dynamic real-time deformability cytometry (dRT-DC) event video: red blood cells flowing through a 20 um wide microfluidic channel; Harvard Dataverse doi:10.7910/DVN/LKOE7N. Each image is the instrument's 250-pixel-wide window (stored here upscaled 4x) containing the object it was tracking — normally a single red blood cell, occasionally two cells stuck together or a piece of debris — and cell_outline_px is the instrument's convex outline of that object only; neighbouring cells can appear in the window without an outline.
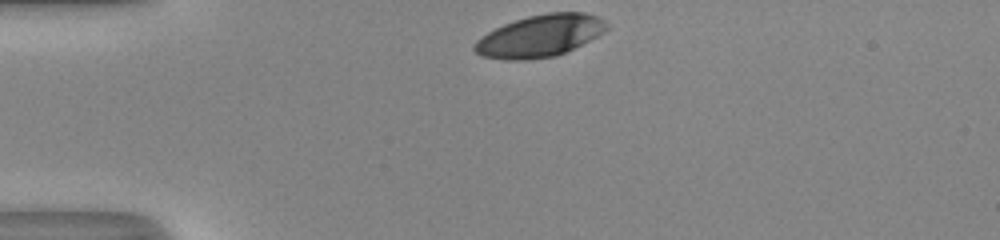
{"species": "human", "species_latin": "Homo sapiens", "temperature_condition": "room temperature", "stored_images_in_passage": 30, "camera_frame_rate_fps": 3000, "um_per_image_px": 0.085, "donor": {"sex": "male"}, "frame": {"image": 1, "passage_image": 1, "time_ms": 0.0, "image_size_px": [1000, 240], "cell_outline_px": [[608, 28], [604, 32], [556, 56], [524, 60], [504, 60], [480, 56], [472, 48], [472, 44], [476, 40], [488, 32], [504, 24], [528, 16], [548, 12], [584, 12], [600, 16], [608, 24]], "centroid_in_image_um": [45.87, 3.04], "position_along_channel_um": 39.1, "area_um2": 32.31}}
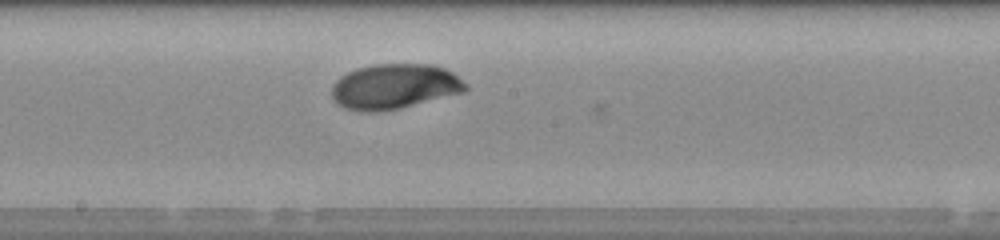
{"frame": {"image": 2, "passage_image": 17, "time_ms": 5.333, "image_size_px": [1000, 240], "cell_outline_px": [[468, 88], [464, 92], [400, 108], [380, 112], [364, 112], [344, 108], [336, 104], [332, 100], [332, 84], [340, 76], [356, 68], [376, 64], [432, 64], [444, 68], [452, 72], [468, 84]], "centroid_in_image_um": [33.51, 7.36], "position_along_channel_um": 214.7, "area_um2": 35.49}}
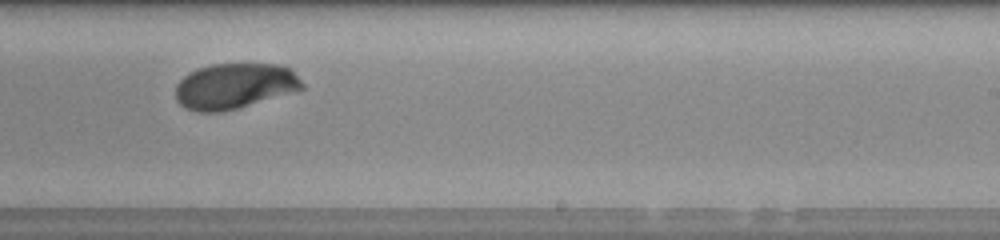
{"frame": {"image": 3, "passage_image": 21, "time_ms": 6.667, "image_size_px": [1000, 240], "cell_outline_px": [[304, 88], [236, 108], [220, 112], [200, 112], [184, 108], [176, 100], [176, 84], [188, 72], [196, 68], [212, 64], [276, 64], [292, 68], [304, 84]], "centroid_in_image_um": [19.9, 7.3], "position_along_channel_um": 269.1, "area_um2": 33.52}, "authors_computed_cell_mechanics": {"area_um2": 34.1598, "velocity_mm_per_s": 4.0906, "shape_relaxation_time_tau1_ms": 2.6887, "shape_relaxation_time_tau2_ms": 0.8907, "deformation_change_tau1": 0.1399, "deformation_change_tau2": 0.0321}}